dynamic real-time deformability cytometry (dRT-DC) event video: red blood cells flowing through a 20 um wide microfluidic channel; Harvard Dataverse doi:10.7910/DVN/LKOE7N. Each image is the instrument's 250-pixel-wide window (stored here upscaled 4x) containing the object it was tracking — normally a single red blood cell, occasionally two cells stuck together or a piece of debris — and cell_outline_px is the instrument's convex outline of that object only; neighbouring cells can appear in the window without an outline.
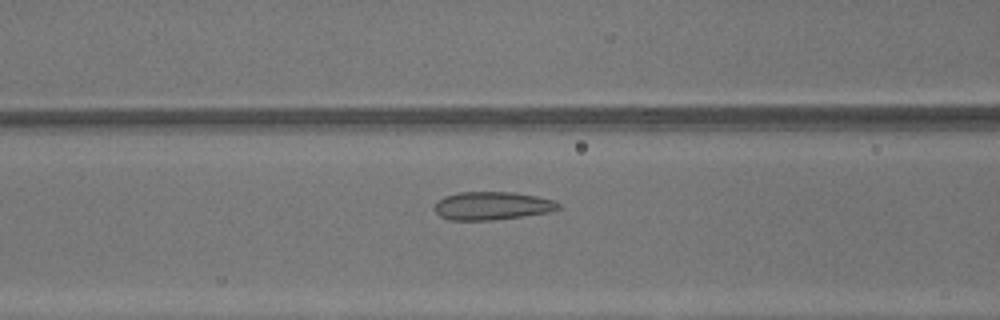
{"species": "common noctule bat (a hibernating species)", "species_latin": "Nyctalus noctula", "temperature_condition": "warm", "stored_images_in_passage": 34, "camera_frame_rate_fps": 3000, "um_per_image_px": 0.085, "animal": {"sex": "male", "body_mass_g": 13.3}, "frame": {"image": 1, "passage_image": 13, "time_ms": 4.0, "image_size_px": [1000, 320], "cell_outline_px": [[560, 208], [552, 212], [524, 216], [492, 220], [448, 220], [440, 216], [436, 212], [436, 204], [444, 196], [460, 192], [512, 192], [536, 196], [556, 200], [560, 204]], "centroid_in_image_um": [41.89, 17.49], "position_along_channel_um": 124.7, "area_um2": 20.35}}
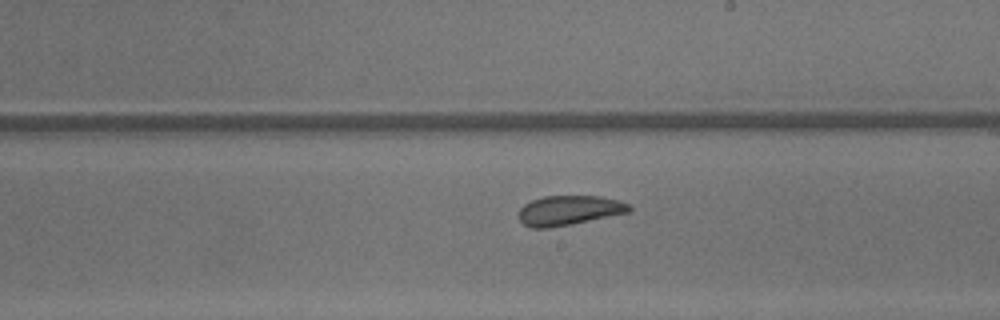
{"frame": {"image": 2, "passage_image": 21, "time_ms": 6.667, "image_size_px": [1000, 320], "cell_outline_px": [[632, 212], [572, 224], [548, 228], [532, 228], [524, 224], [520, 220], [520, 208], [524, 204], [532, 200], [544, 196], [600, 196], [620, 200], [628, 204], [632, 208]], "centroid_in_image_um": [48.41, 17.88], "position_along_channel_um": 240.6, "area_um2": 19.19}}
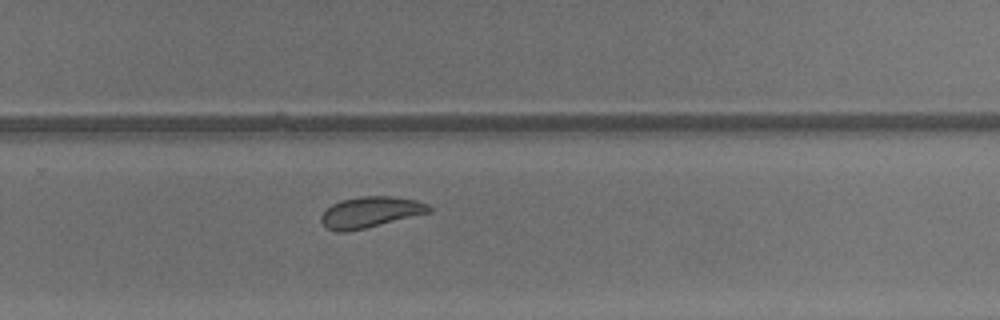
{"frame": {"image": 3, "passage_image": 25, "time_ms": 8.0, "image_size_px": [1000, 320], "cell_outline_px": [[432, 212], [364, 228], [344, 232], [336, 232], [324, 228], [320, 220], [320, 216], [332, 204], [340, 200], [360, 196], [388, 196], [416, 200], [428, 204], [432, 208]], "centroid_in_image_um": [31.45, 18.04], "position_along_channel_um": 298.3, "area_um2": 19.48}}